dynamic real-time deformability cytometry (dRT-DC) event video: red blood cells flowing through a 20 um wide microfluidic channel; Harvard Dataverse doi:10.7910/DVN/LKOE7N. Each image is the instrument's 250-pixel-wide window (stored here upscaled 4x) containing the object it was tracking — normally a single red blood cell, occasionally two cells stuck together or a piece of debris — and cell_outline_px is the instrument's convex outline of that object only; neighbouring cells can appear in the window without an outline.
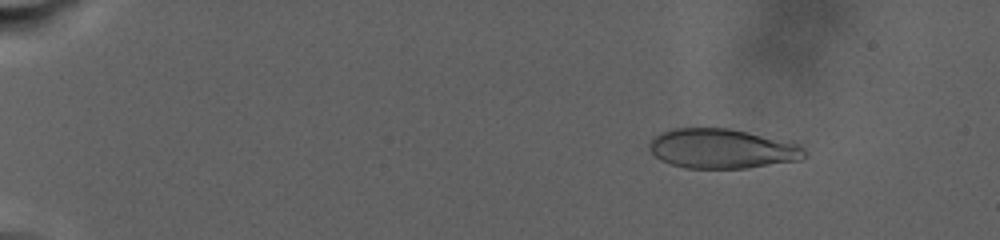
{"species": "human", "species_latin": "Homo sapiens", "temperature_condition": "warm", "stored_images_in_passage": 80, "camera_frame_rate_fps": 3000, "um_per_image_px": 0.085, "donor": {"sex": "male"}, "frame": {"image": 1, "passage_image": 14, "time_ms": 4.0, "image_size_px": [1000, 240], "cell_outline_px": [[804, 156], [800, 160], [744, 168], [684, 168], [660, 160], [648, 148], [648, 144], [660, 132], [672, 128], [728, 128], [800, 144], [804, 148]], "centroid_in_image_um": [61.34, 12.63], "position_along_channel_um": 23.7, "area_um2": 35.55}}
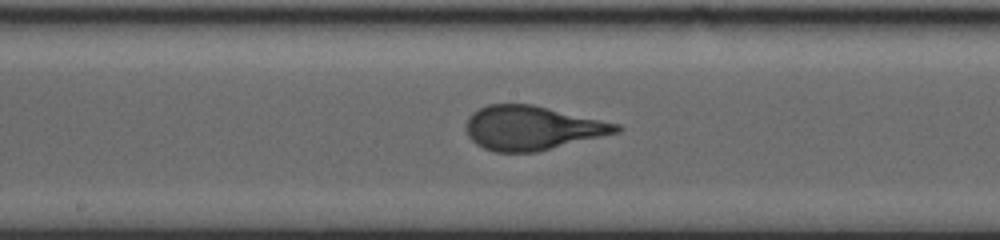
{"frame": {"image": 2, "passage_image": 52, "time_ms": 17.0, "image_size_px": [1000, 240], "cell_outline_px": [[624, 128], [620, 132], [536, 152], [496, 152], [484, 148], [476, 144], [468, 136], [464, 128], [464, 124], [468, 116], [472, 112], [488, 104], [532, 104], [620, 124]], "centroid_in_image_um": [45.21, 10.87], "position_along_channel_um": 203.0, "area_um2": 38.78}}
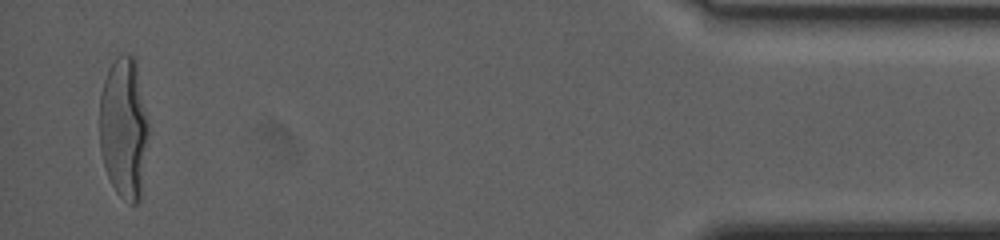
{"frame": {"image": 3, "passage_image": 80, "time_ms": 29.0, "image_size_px": [1000, 240], "cell_outline_px": [[148, 132], [140, 200], [136, 204], [132, 204], [120, 196], [116, 192], [108, 176], [104, 164], [100, 148], [100, 96], [104, 80], [116, 56], [124, 52], [128, 52], [136, 56], [148, 124]], "centroid_in_image_um": [10.53, 10.82], "position_along_channel_um": 424.7, "area_um2": 40.34}, "authors_computed_cell_mechanics": {"area_um2": 37.5122, "velocity_mm_per_s": 2.3953, "shape_relaxation_time_tau1_ms": 7.174, "shape_relaxation_time_tau2_ms": null, "deformation_change_tau1": 0.2549, "deformation_change_tau2": null}}